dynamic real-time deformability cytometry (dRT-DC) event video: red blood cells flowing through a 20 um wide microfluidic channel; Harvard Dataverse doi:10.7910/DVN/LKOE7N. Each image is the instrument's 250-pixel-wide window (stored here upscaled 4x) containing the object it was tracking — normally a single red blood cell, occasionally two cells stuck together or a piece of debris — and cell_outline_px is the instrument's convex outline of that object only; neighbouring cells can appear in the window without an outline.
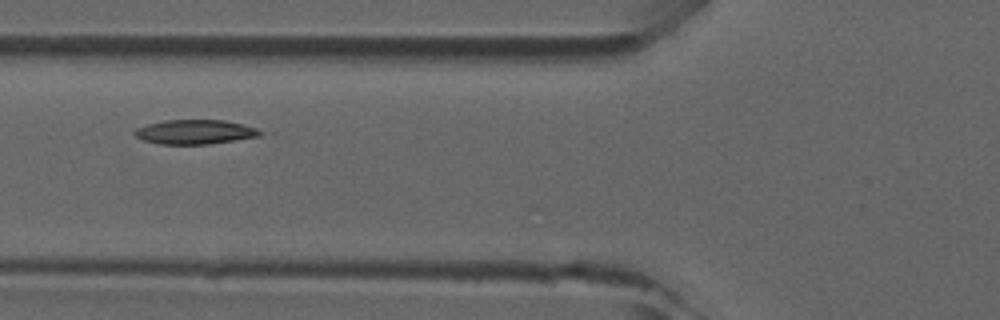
{"species": "common noctule bat (a hibernating species)", "species_latin": "Nyctalus noctula", "temperature_condition": "room temperature", "stored_images_in_passage": 43, "camera_frame_rate_fps": 3000, "um_per_image_px": 0.085, "animal": {"sex": "male", "forearm_length_mm": 52.5}, "frame": {"image": 1, "passage_image": 13, "time_ms": 4.0, "image_size_px": [1000, 320], "cell_outline_px": [[264, 132], [260, 136], [236, 140], [208, 144], [160, 144], [144, 140], [136, 136], [132, 132], [136, 128], [148, 124], [164, 120], [224, 120], [244, 124], [256, 128]], "centroid_in_image_um": [16.59, 11.21], "position_along_channel_um": 109.2, "area_um2": 17.86}}